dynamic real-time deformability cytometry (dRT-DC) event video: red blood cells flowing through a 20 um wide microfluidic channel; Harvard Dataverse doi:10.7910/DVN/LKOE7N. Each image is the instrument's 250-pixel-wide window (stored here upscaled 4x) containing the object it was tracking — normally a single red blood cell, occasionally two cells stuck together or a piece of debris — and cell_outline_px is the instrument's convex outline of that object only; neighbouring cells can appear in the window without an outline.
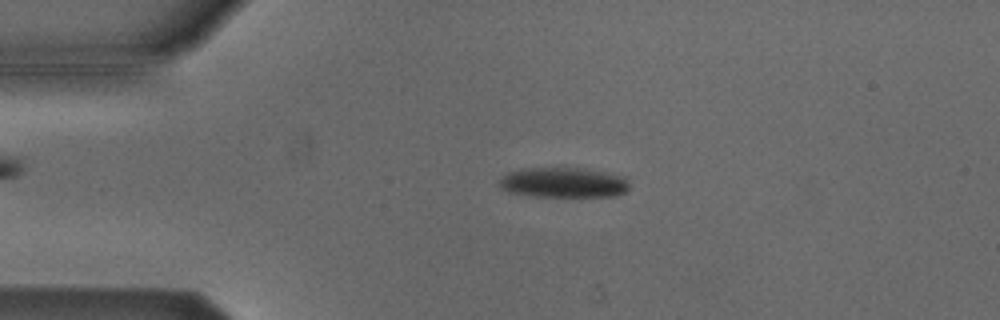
{"species": "Egyptian fruit bat (a non-hibernating species)", "species_latin": "Rousettus aegyptiacus", "temperature_condition": "cold", "stored_images_in_passage": 3, "camera_frame_rate_fps": 3000, "um_per_image_px": 0.085, "animal": {"sex": "male"}, "frame": {"image": 1, "passage_image": 2, "time_ms": 0.333, "image_size_px": [1000, 320], "cell_outline_px": [[628, 188], [624, 192], [612, 196], [536, 196], [508, 192], [500, 188], [496, 184], [500, 176], [508, 172], [520, 168], [564, 164], [608, 172], [624, 176], [628, 184]], "centroid_in_image_um": [47.8, 15.44], "position_along_channel_um": 37.2, "area_um2": 24.04}}